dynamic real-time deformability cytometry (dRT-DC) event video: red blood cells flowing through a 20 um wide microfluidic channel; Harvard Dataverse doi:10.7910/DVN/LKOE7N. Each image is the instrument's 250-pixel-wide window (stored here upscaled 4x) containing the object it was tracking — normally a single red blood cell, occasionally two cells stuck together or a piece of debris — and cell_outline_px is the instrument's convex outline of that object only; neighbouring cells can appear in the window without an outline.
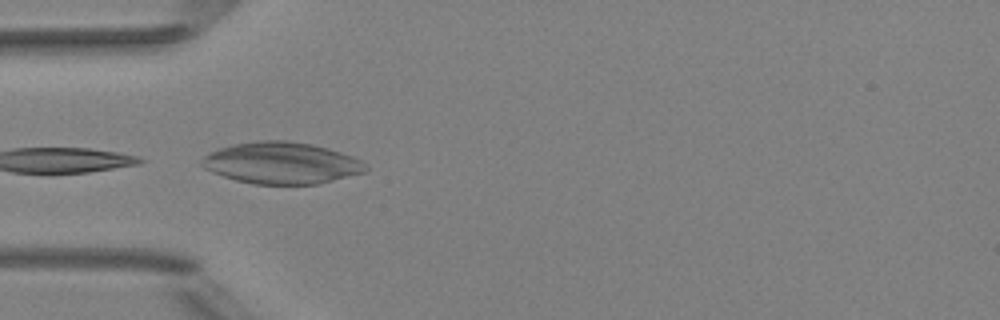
{"species": "Egyptian fruit bat (a non-hibernating species)", "species_latin": "Rousettus aegyptiacus", "temperature_condition": "room temperature", "stored_images_in_passage": 7, "camera_frame_rate_fps": 3000, "um_per_image_px": 0.085, "animal": {"sex": "female"}, "frame": {"image": 1, "passage_image": 5, "time_ms": 4.667, "image_size_px": [1000, 320], "cell_outline_px": [[368, 168], [364, 172], [320, 184], [252, 184], [236, 180], [212, 172], [204, 168], [200, 164], [204, 156], [208, 152], [232, 144], [256, 140], [288, 140], [312, 144], [328, 148], [352, 156], [360, 160]], "centroid_in_image_um": [23.91, 13.85], "position_along_channel_um": 61.1, "area_um2": 39.88}}
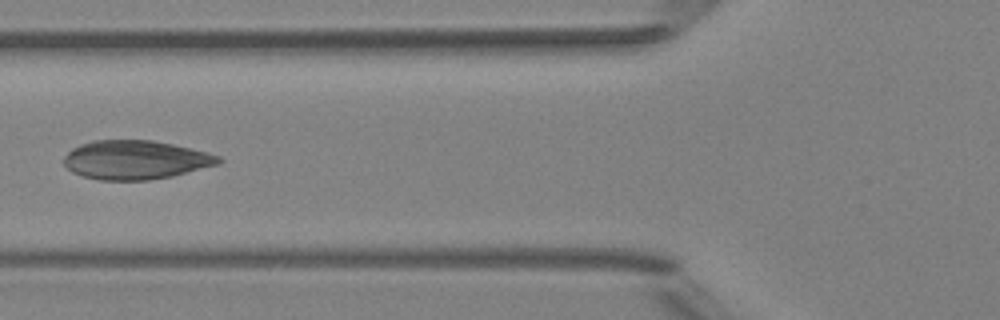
{"frame": {"image": 2, "passage_image": 6, "time_ms": 6.0, "image_size_px": [1000, 320], "cell_outline_px": [[224, 160], [220, 164], [172, 176], [148, 180], [100, 180], [84, 176], [72, 172], [64, 164], [64, 156], [72, 148], [80, 144], [92, 140], [152, 140], [172, 144], [208, 152], [220, 156]], "centroid_in_image_um": [11.54, 13.58], "position_along_channel_um": 114.3, "area_um2": 35.14}}
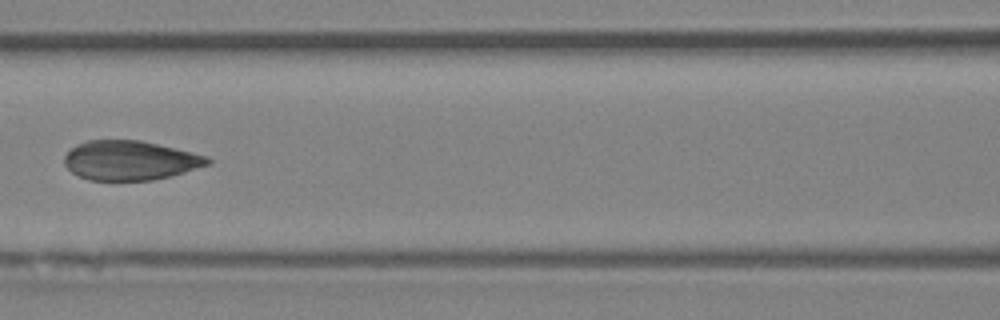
{"frame": {"image": 3, "passage_image": 7, "time_ms": 7.0, "image_size_px": [1000, 320], "cell_outline_px": [[212, 164], [172, 176], [152, 180], [88, 180], [72, 172], [64, 164], [64, 156], [76, 144], [88, 140], [140, 140], [208, 156], [212, 160]], "centroid_in_image_um": [11.08, 13.64], "position_along_channel_um": 155.5, "area_um2": 32.95}}